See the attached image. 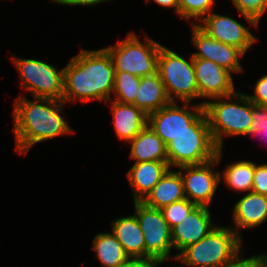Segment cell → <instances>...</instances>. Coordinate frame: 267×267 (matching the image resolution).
I'll return each mask as SVG.
<instances>
[{"label":"cell","mask_w":267,"mask_h":267,"mask_svg":"<svg viewBox=\"0 0 267 267\" xmlns=\"http://www.w3.org/2000/svg\"><path fill=\"white\" fill-rule=\"evenodd\" d=\"M66 103L51 98L19 95L12 112L15 150L27 154L32 146L49 139L75 133L64 119L63 109Z\"/></svg>","instance_id":"obj_1"},{"label":"cell","mask_w":267,"mask_h":267,"mask_svg":"<svg viewBox=\"0 0 267 267\" xmlns=\"http://www.w3.org/2000/svg\"><path fill=\"white\" fill-rule=\"evenodd\" d=\"M115 69L105 48L81 49L64 67L63 101H104L112 99Z\"/></svg>","instance_id":"obj_2"},{"label":"cell","mask_w":267,"mask_h":267,"mask_svg":"<svg viewBox=\"0 0 267 267\" xmlns=\"http://www.w3.org/2000/svg\"><path fill=\"white\" fill-rule=\"evenodd\" d=\"M203 106L218 149H224V137L250 135L252 102L245 93L237 90L232 95L210 99Z\"/></svg>","instance_id":"obj_3"},{"label":"cell","mask_w":267,"mask_h":267,"mask_svg":"<svg viewBox=\"0 0 267 267\" xmlns=\"http://www.w3.org/2000/svg\"><path fill=\"white\" fill-rule=\"evenodd\" d=\"M242 243L231 227L218 224L203 239L183 249L174 261L186 267H223L244 250Z\"/></svg>","instance_id":"obj_4"},{"label":"cell","mask_w":267,"mask_h":267,"mask_svg":"<svg viewBox=\"0 0 267 267\" xmlns=\"http://www.w3.org/2000/svg\"><path fill=\"white\" fill-rule=\"evenodd\" d=\"M168 165L178 168L199 165L216 158L215 145L205 112L189 126V130L176 136L166 145Z\"/></svg>","instance_id":"obj_5"},{"label":"cell","mask_w":267,"mask_h":267,"mask_svg":"<svg viewBox=\"0 0 267 267\" xmlns=\"http://www.w3.org/2000/svg\"><path fill=\"white\" fill-rule=\"evenodd\" d=\"M135 32L116 45L104 47L110 54L115 72H128L138 77H145L157 72L158 55L162 44L145 35L140 41Z\"/></svg>","instance_id":"obj_6"},{"label":"cell","mask_w":267,"mask_h":267,"mask_svg":"<svg viewBox=\"0 0 267 267\" xmlns=\"http://www.w3.org/2000/svg\"><path fill=\"white\" fill-rule=\"evenodd\" d=\"M157 71L172 102H192L199 98L192 54L187 58L161 45Z\"/></svg>","instance_id":"obj_7"},{"label":"cell","mask_w":267,"mask_h":267,"mask_svg":"<svg viewBox=\"0 0 267 267\" xmlns=\"http://www.w3.org/2000/svg\"><path fill=\"white\" fill-rule=\"evenodd\" d=\"M13 65L19 72L21 87L33 97L51 98L63 101L64 67L48 64L39 59L12 56Z\"/></svg>","instance_id":"obj_8"},{"label":"cell","mask_w":267,"mask_h":267,"mask_svg":"<svg viewBox=\"0 0 267 267\" xmlns=\"http://www.w3.org/2000/svg\"><path fill=\"white\" fill-rule=\"evenodd\" d=\"M135 215L138 219L146 245V259L152 261L174 260L171 229L164 219L161 209L146 206L134 201Z\"/></svg>","instance_id":"obj_9"},{"label":"cell","mask_w":267,"mask_h":267,"mask_svg":"<svg viewBox=\"0 0 267 267\" xmlns=\"http://www.w3.org/2000/svg\"><path fill=\"white\" fill-rule=\"evenodd\" d=\"M223 157V149H218L216 158L199 165H184L178 167L184 184L186 198L197 206L210 204L220 185V170L214 169L220 164Z\"/></svg>","instance_id":"obj_10"},{"label":"cell","mask_w":267,"mask_h":267,"mask_svg":"<svg viewBox=\"0 0 267 267\" xmlns=\"http://www.w3.org/2000/svg\"><path fill=\"white\" fill-rule=\"evenodd\" d=\"M182 105L179 106L177 101L171 102L148 115L147 125L162 139L165 145L176 136L188 131L189 126L204 113L202 102L196 105L183 102Z\"/></svg>","instance_id":"obj_11"},{"label":"cell","mask_w":267,"mask_h":267,"mask_svg":"<svg viewBox=\"0 0 267 267\" xmlns=\"http://www.w3.org/2000/svg\"><path fill=\"white\" fill-rule=\"evenodd\" d=\"M191 30V42L198 50L192 53L193 58L211 60L230 73L244 71L240 63L244 53L240 49L210 37L197 24H191Z\"/></svg>","instance_id":"obj_12"},{"label":"cell","mask_w":267,"mask_h":267,"mask_svg":"<svg viewBox=\"0 0 267 267\" xmlns=\"http://www.w3.org/2000/svg\"><path fill=\"white\" fill-rule=\"evenodd\" d=\"M210 37L240 49L244 54L254 43L256 37L244 24L231 18L212 11L199 23H196Z\"/></svg>","instance_id":"obj_13"},{"label":"cell","mask_w":267,"mask_h":267,"mask_svg":"<svg viewBox=\"0 0 267 267\" xmlns=\"http://www.w3.org/2000/svg\"><path fill=\"white\" fill-rule=\"evenodd\" d=\"M199 98H204L202 105L209 99L226 97L237 91L232 73L215 62L193 58Z\"/></svg>","instance_id":"obj_14"},{"label":"cell","mask_w":267,"mask_h":267,"mask_svg":"<svg viewBox=\"0 0 267 267\" xmlns=\"http://www.w3.org/2000/svg\"><path fill=\"white\" fill-rule=\"evenodd\" d=\"M210 211L209 207L196 206L182 222L171 229L173 249L178 252L176 255L203 239L217 226L212 222Z\"/></svg>","instance_id":"obj_15"},{"label":"cell","mask_w":267,"mask_h":267,"mask_svg":"<svg viewBox=\"0 0 267 267\" xmlns=\"http://www.w3.org/2000/svg\"><path fill=\"white\" fill-rule=\"evenodd\" d=\"M232 226L237 235L243 240L242 229H253L267 221V196L250 191L241 197L232 209Z\"/></svg>","instance_id":"obj_16"},{"label":"cell","mask_w":267,"mask_h":267,"mask_svg":"<svg viewBox=\"0 0 267 267\" xmlns=\"http://www.w3.org/2000/svg\"><path fill=\"white\" fill-rule=\"evenodd\" d=\"M109 101L115 134L127 144L147 126L148 115L133 104Z\"/></svg>","instance_id":"obj_17"},{"label":"cell","mask_w":267,"mask_h":267,"mask_svg":"<svg viewBox=\"0 0 267 267\" xmlns=\"http://www.w3.org/2000/svg\"><path fill=\"white\" fill-rule=\"evenodd\" d=\"M169 168L168 161L134 162L126 173L133 200L142 201Z\"/></svg>","instance_id":"obj_18"},{"label":"cell","mask_w":267,"mask_h":267,"mask_svg":"<svg viewBox=\"0 0 267 267\" xmlns=\"http://www.w3.org/2000/svg\"><path fill=\"white\" fill-rule=\"evenodd\" d=\"M111 227V232L130 258L146 259L145 239L135 214L113 219Z\"/></svg>","instance_id":"obj_19"},{"label":"cell","mask_w":267,"mask_h":267,"mask_svg":"<svg viewBox=\"0 0 267 267\" xmlns=\"http://www.w3.org/2000/svg\"><path fill=\"white\" fill-rule=\"evenodd\" d=\"M184 198L186 196L182 177L179 171L169 168L141 202L148 207L162 209Z\"/></svg>","instance_id":"obj_20"},{"label":"cell","mask_w":267,"mask_h":267,"mask_svg":"<svg viewBox=\"0 0 267 267\" xmlns=\"http://www.w3.org/2000/svg\"><path fill=\"white\" fill-rule=\"evenodd\" d=\"M171 102L158 71L141 77L133 105L149 115Z\"/></svg>","instance_id":"obj_21"},{"label":"cell","mask_w":267,"mask_h":267,"mask_svg":"<svg viewBox=\"0 0 267 267\" xmlns=\"http://www.w3.org/2000/svg\"><path fill=\"white\" fill-rule=\"evenodd\" d=\"M130 143V159L135 162L168 161L166 145L147 125Z\"/></svg>","instance_id":"obj_22"},{"label":"cell","mask_w":267,"mask_h":267,"mask_svg":"<svg viewBox=\"0 0 267 267\" xmlns=\"http://www.w3.org/2000/svg\"><path fill=\"white\" fill-rule=\"evenodd\" d=\"M92 248L101 267H117L130 258L112 232L95 235Z\"/></svg>","instance_id":"obj_23"},{"label":"cell","mask_w":267,"mask_h":267,"mask_svg":"<svg viewBox=\"0 0 267 267\" xmlns=\"http://www.w3.org/2000/svg\"><path fill=\"white\" fill-rule=\"evenodd\" d=\"M222 172L220 173V181H224L229 189L238 193L252 191L255 162L238 160L227 164Z\"/></svg>","instance_id":"obj_24"},{"label":"cell","mask_w":267,"mask_h":267,"mask_svg":"<svg viewBox=\"0 0 267 267\" xmlns=\"http://www.w3.org/2000/svg\"><path fill=\"white\" fill-rule=\"evenodd\" d=\"M114 78V99L112 98V100L133 104L139 90L141 77L128 72H115Z\"/></svg>","instance_id":"obj_25"},{"label":"cell","mask_w":267,"mask_h":267,"mask_svg":"<svg viewBox=\"0 0 267 267\" xmlns=\"http://www.w3.org/2000/svg\"><path fill=\"white\" fill-rule=\"evenodd\" d=\"M216 0H177L179 17L190 21L191 24L199 23L205 16L213 11ZM194 19V21H193ZM192 20V21H191Z\"/></svg>","instance_id":"obj_26"},{"label":"cell","mask_w":267,"mask_h":267,"mask_svg":"<svg viewBox=\"0 0 267 267\" xmlns=\"http://www.w3.org/2000/svg\"><path fill=\"white\" fill-rule=\"evenodd\" d=\"M239 15L251 27L257 28L262 16L267 12V0H231Z\"/></svg>","instance_id":"obj_27"},{"label":"cell","mask_w":267,"mask_h":267,"mask_svg":"<svg viewBox=\"0 0 267 267\" xmlns=\"http://www.w3.org/2000/svg\"><path fill=\"white\" fill-rule=\"evenodd\" d=\"M195 203L190 202L187 198L173 202L161 209L164 219L170 229L178 225L182 220L196 207Z\"/></svg>","instance_id":"obj_28"},{"label":"cell","mask_w":267,"mask_h":267,"mask_svg":"<svg viewBox=\"0 0 267 267\" xmlns=\"http://www.w3.org/2000/svg\"><path fill=\"white\" fill-rule=\"evenodd\" d=\"M252 120L250 136L267 138V106L255 105L252 102Z\"/></svg>","instance_id":"obj_29"},{"label":"cell","mask_w":267,"mask_h":267,"mask_svg":"<svg viewBox=\"0 0 267 267\" xmlns=\"http://www.w3.org/2000/svg\"><path fill=\"white\" fill-rule=\"evenodd\" d=\"M252 191L267 196V163H255Z\"/></svg>","instance_id":"obj_30"},{"label":"cell","mask_w":267,"mask_h":267,"mask_svg":"<svg viewBox=\"0 0 267 267\" xmlns=\"http://www.w3.org/2000/svg\"><path fill=\"white\" fill-rule=\"evenodd\" d=\"M255 105L267 106V74L261 76L254 85V95L246 94Z\"/></svg>","instance_id":"obj_31"},{"label":"cell","mask_w":267,"mask_h":267,"mask_svg":"<svg viewBox=\"0 0 267 267\" xmlns=\"http://www.w3.org/2000/svg\"><path fill=\"white\" fill-rule=\"evenodd\" d=\"M241 253V254H240ZM243 250L239 252L231 261L226 263L223 267H258V255L251 257H242Z\"/></svg>","instance_id":"obj_32"},{"label":"cell","mask_w":267,"mask_h":267,"mask_svg":"<svg viewBox=\"0 0 267 267\" xmlns=\"http://www.w3.org/2000/svg\"><path fill=\"white\" fill-rule=\"evenodd\" d=\"M56 4L63 6H95L112 0H51Z\"/></svg>","instance_id":"obj_33"},{"label":"cell","mask_w":267,"mask_h":267,"mask_svg":"<svg viewBox=\"0 0 267 267\" xmlns=\"http://www.w3.org/2000/svg\"><path fill=\"white\" fill-rule=\"evenodd\" d=\"M117 267H155V261L143 258H129Z\"/></svg>","instance_id":"obj_34"},{"label":"cell","mask_w":267,"mask_h":267,"mask_svg":"<svg viewBox=\"0 0 267 267\" xmlns=\"http://www.w3.org/2000/svg\"><path fill=\"white\" fill-rule=\"evenodd\" d=\"M151 0H145V2H150ZM154 1L158 6H161L163 8H172L174 9L175 15L179 16V7L177 4V0H152Z\"/></svg>","instance_id":"obj_35"},{"label":"cell","mask_w":267,"mask_h":267,"mask_svg":"<svg viewBox=\"0 0 267 267\" xmlns=\"http://www.w3.org/2000/svg\"><path fill=\"white\" fill-rule=\"evenodd\" d=\"M258 267H267V253L258 255Z\"/></svg>","instance_id":"obj_36"},{"label":"cell","mask_w":267,"mask_h":267,"mask_svg":"<svg viewBox=\"0 0 267 267\" xmlns=\"http://www.w3.org/2000/svg\"><path fill=\"white\" fill-rule=\"evenodd\" d=\"M165 263V260H162V261H155V267H159L161 265H163ZM179 267H180V264H179ZM183 267V266H182ZM186 267V266H184Z\"/></svg>","instance_id":"obj_37"}]
</instances>
